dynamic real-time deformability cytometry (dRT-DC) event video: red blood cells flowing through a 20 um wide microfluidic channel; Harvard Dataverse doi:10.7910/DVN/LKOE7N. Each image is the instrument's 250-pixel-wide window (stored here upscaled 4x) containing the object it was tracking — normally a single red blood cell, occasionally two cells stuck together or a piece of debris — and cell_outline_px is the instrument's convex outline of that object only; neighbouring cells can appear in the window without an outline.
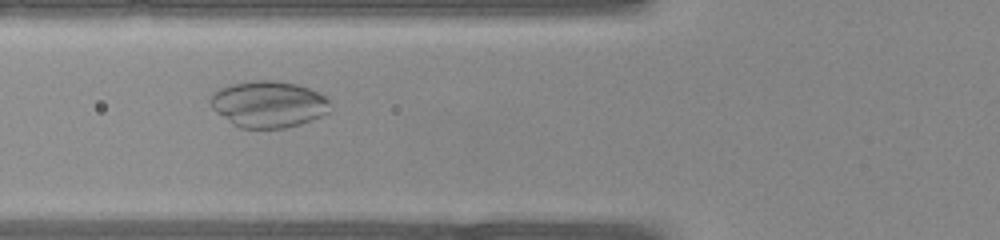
{"species": "common noctule bat (a hibernating species)", "species_latin": "Nyctalus noctula", "temperature_condition": "warm", "stored_images_in_passage": 36, "camera_frame_rate_fps": 3000, "um_per_image_px": 0.085, "animal": {"sex": "female", "body_mass_g": 22.0, "forearm_length_mm": 56.7}, "frame": {"image": 1, "passage_image": 11, "time_ms": 3.333, "image_size_px": [1000, 240], "cell_outline_px": [[328, 112], [320, 116], [300, 124], [284, 128], [240, 128], [232, 124], [216, 112], [212, 108], [208, 100], [212, 92], [220, 88], [232, 84], [260, 80], [272, 80], [296, 84], [308, 88], [324, 96], [328, 100]], "centroid_in_image_um": [22.75, 8.86], "position_along_channel_um": 103.0, "area_um2": 32.19}}
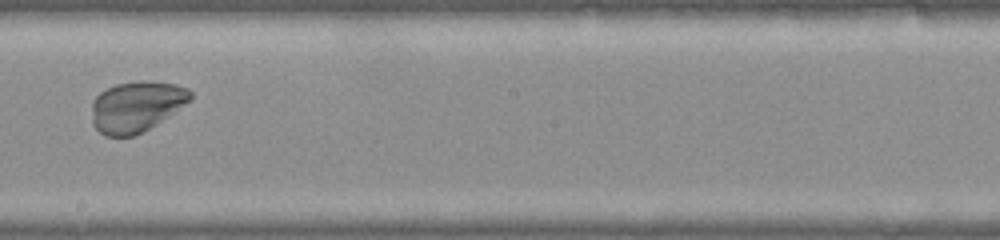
{"frame": {"image": 2, "passage_image": 19, "time_ms": 6.0, "image_size_px": [1000, 240], "cell_outline_px": [[192, 100], [136, 136], [104, 136], [92, 124], [92, 100], [100, 92], [116, 84], [144, 80], [176, 84], [188, 88], [192, 92]], "centroid_in_image_um": [11.58, 9.05], "position_along_channel_um": 236.6, "area_um2": 29.13}}
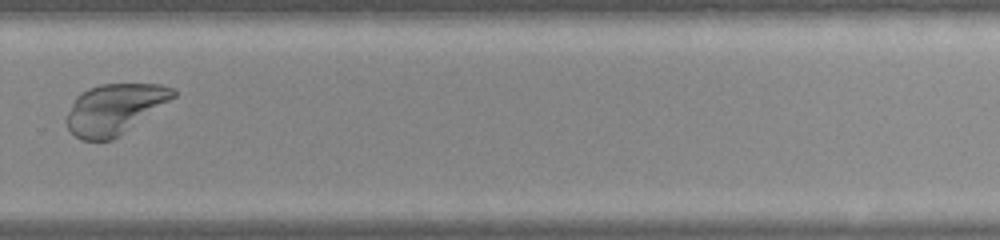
{"frame": {"image": 3, "passage_image": 24, "time_ms": 7.667, "image_size_px": [1000, 240], "cell_outline_px": [[176, 96], [112, 140], [80, 140], [68, 128], [64, 120], [76, 96], [80, 92], [88, 88], [100, 84], [160, 84], [176, 88]], "centroid_in_image_um": [9.71, 9.25], "position_along_channel_um": 320.1, "area_um2": 31.04}}